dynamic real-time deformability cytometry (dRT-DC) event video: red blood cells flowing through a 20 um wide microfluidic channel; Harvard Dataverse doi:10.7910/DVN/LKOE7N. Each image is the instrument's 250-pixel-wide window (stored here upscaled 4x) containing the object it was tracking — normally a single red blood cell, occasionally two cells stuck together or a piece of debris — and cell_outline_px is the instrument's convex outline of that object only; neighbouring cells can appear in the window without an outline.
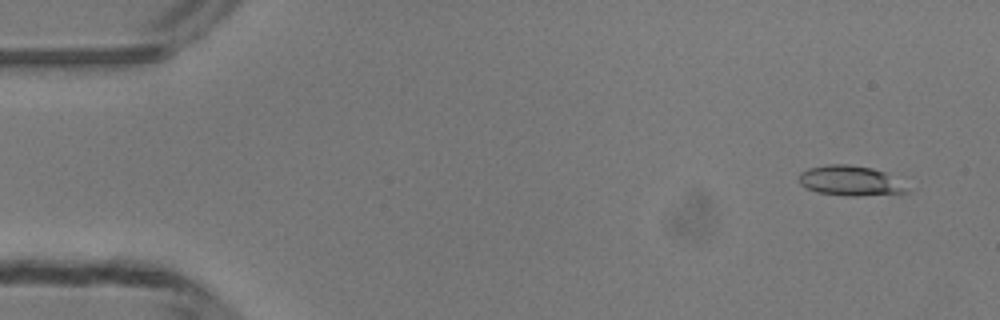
{"species": "common noctule bat (a hibernating species)", "species_latin": "Nyctalus noctula", "temperature_condition": "room temperature", "stored_images_in_passage": 49, "camera_frame_rate_fps": 3000, "um_per_image_px": 0.085, "animal": {"sex": "male", "body_mass_g": 13.3}, "frame": {"image": 1, "passage_image": 3, "time_ms": 0.667, "image_size_px": [1000, 320], "cell_outline_px": [[908, 192], [856, 196], [848, 196], [816, 192], [800, 184], [800, 172], [808, 168], [828, 164], [848, 164], [872, 168], [888, 172]], "centroid_in_image_um": [72.21, 15.35], "position_along_channel_um": 12.8, "area_um2": 18.55}}
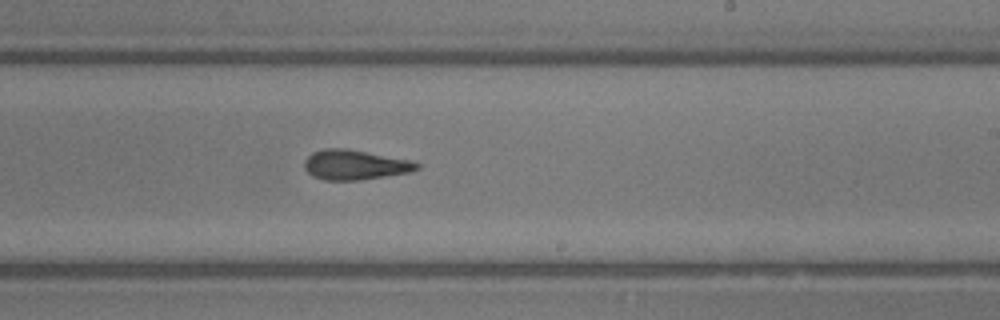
{"frame": {"image": 2, "passage_image": 29, "time_ms": 9.333, "image_size_px": [1000, 320], "cell_outline_px": [[420, 168], [408, 172], [360, 180], [324, 180], [312, 176], [304, 168], [304, 160], [312, 152], [324, 148], [348, 148], [412, 160], [420, 164]], "centroid_in_image_um": [30.15, 13.99], "position_along_channel_um": 258.9, "area_um2": 19.71}}
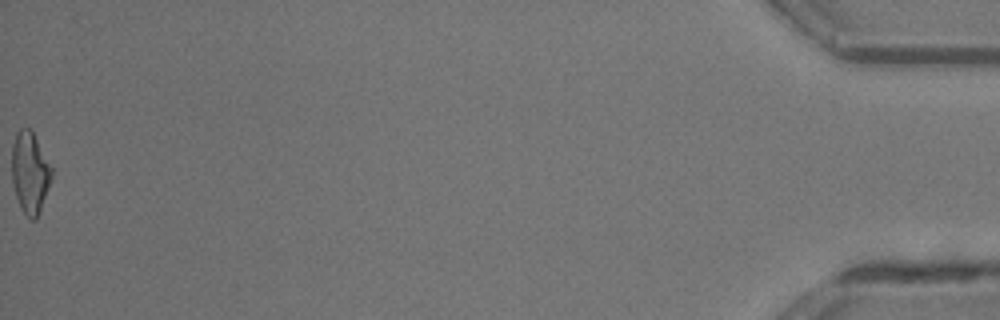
{"frame": {"image": 3, "passage_image": 49, "time_ms": 16.0, "image_size_px": [1000, 320], "cell_outline_px": [[52, 176], [48, 188], [36, 220], [32, 220], [20, 208], [16, 196], [12, 180], [12, 144], [16, 132], [20, 128], [28, 128], [32, 132], [52, 168]], "centroid_in_image_um": [2.53, 14.67], "position_along_channel_um": 432.7, "area_um2": 18.55}, "authors_computed_cell_mechanics": {"area_um2": 19.1318, "velocity_mm_per_s": 4.2302, "shape_relaxation_time_tau1_ms": 5.3686, "shape_relaxation_time_tau2_ms": 3.1403, "deformation_change_tau1": 0.1876, "deformation_change_tau2": 0.1419}}